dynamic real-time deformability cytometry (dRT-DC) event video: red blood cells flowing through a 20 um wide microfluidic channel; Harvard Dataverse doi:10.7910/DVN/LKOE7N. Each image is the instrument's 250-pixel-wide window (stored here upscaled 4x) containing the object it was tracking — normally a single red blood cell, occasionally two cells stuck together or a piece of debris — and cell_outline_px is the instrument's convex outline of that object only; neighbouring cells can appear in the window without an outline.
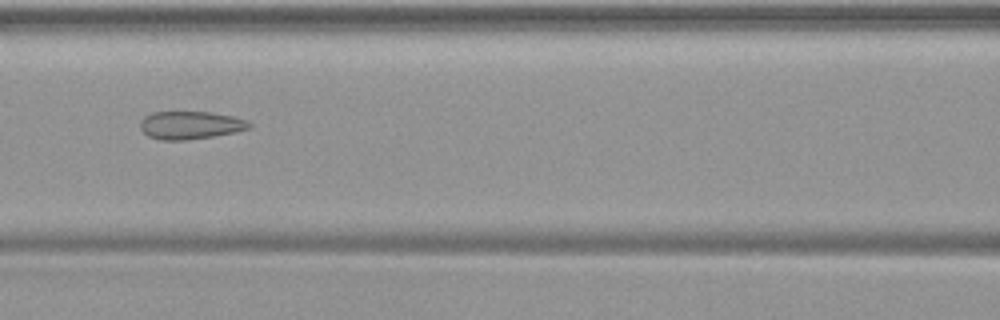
{"species": "common noctule bat (a hibernating species)", "species_latin": "Nyctalus noctula", "temperature_condition": "warm", "stored_images_in_passage": 49, "camera_frame_rate_fps": 3000, "um_per_image_px": 0.085, "animal": {"sex": "female", "body_mass_g": 19.9}, "frame": {"image": 1, "passage_image": 22, "time_ms": 7.0, "image_size_px": [1000, 320], "cell_outline_px": [[252, 128], [212, 136], [188, 140], [160, 140], [148, 136], [140, 128], [140, 120], [144, 116], [152, 112], [212, 112], [232, 116], [248, 120], [252, 124]], "centroid_in_image_um": [16.17, 10.63], "position_along_channel_um": 150.4, "area_um2": 17.8}}
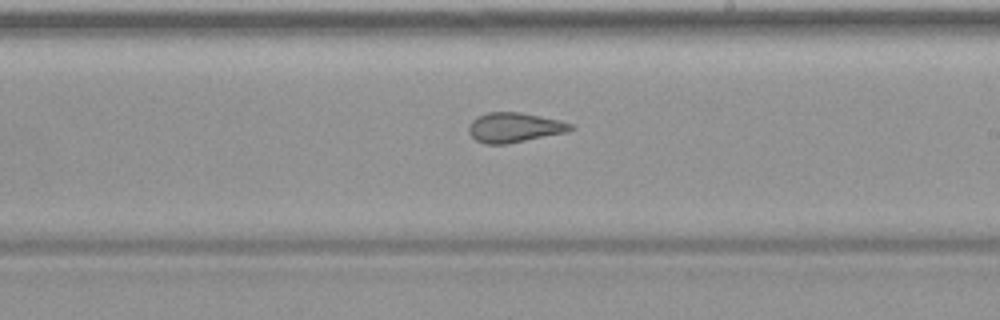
{"frame": {"image": 2, "passage_image": 29, "time_ms": 9.333, "image_size_px": [1000, 320], "cell_outline_px": [[576, 128], [568, 132], [508, 144], [484, 144], [476, 140], [468, 132], [468, 124], [476, 116], [488, 112], [520, 112], [560, 120], [572, 124]], "centroid_in_image_um": [43.72, 10.84], "position_along_channel_um": 245.3, "area_um2": 17.92}}
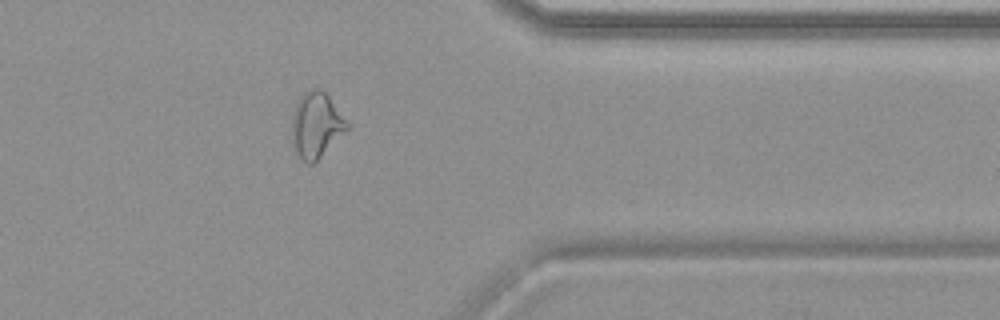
{"frame": {"image": 3, "passage_image": 40, "time_ms": 13.0, "image_size_px": [1000, 320], "cell_outline_px": [[348, 128], [312, 164], [308, 164], [296, 152], [292, 144], [292, 116], [296, 104], [300, 96], [304, 92], [312, 88], [320, 88], [328, 96], [348, 120]], "centroid_in_image_um": [26.86, 10.59], "position_along_channel_um": 384.5, "area_um2": 20.69}}